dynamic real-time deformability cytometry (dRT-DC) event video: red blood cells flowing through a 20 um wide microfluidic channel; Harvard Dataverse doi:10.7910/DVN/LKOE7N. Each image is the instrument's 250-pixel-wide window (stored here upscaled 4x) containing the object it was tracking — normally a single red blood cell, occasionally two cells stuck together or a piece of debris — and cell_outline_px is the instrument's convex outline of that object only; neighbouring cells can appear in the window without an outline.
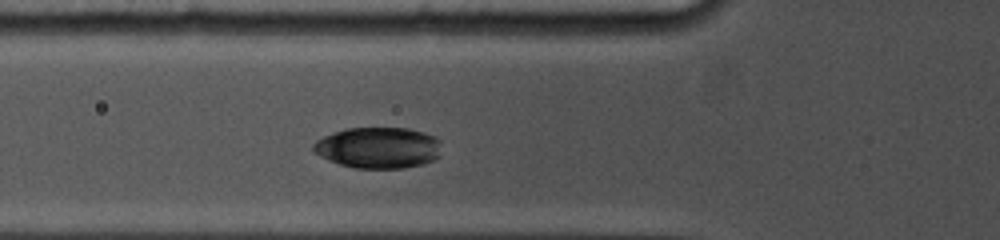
{"species": "common noctule bat (a hibernating species)", "species_latin": "Nyctalus noctula", "temperature_condition": "cold", "stored_images_in_passage": 5, "camera_frame_rate_fps": 5000, "um_per_image_px": 0.085, "animal": {"sex": "female", "body_mass_g": 19.0, "forearm_length_mm": 53.3}, "frame": {"image": 1, "passage_image": 3, "time_ms": 1.6, "image_size_px": [1000, 240], "cell_outline_px": [[440, 156], [424, 164], [404, 168], [356, 168], [340, 164], [328, 160], [320, 156], [312, 148], [312, 144], [316, 140], [332, 132], [348, 128], [408, 128], [424, 132], [436, 136], [440, 140]], "centroid_in_image_um": [32.17, 12.55], "position_along_channel_um": 93.6, "area_um2": 30.92}}